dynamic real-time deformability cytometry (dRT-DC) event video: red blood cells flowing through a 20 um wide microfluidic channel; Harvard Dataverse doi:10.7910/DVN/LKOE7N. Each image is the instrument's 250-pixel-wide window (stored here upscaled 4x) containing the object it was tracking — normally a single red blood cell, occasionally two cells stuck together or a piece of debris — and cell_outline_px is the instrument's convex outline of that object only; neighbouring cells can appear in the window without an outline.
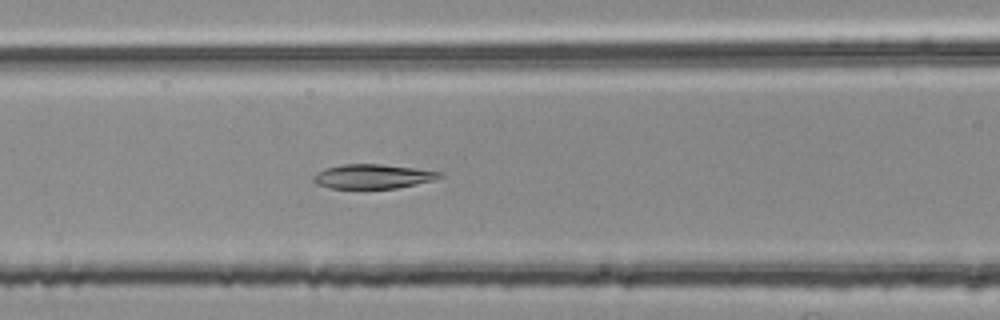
{"species": "common noctule bat (a hibernating species)", "species_latin": "Nyctalus noctula", "temperature_condition": "room temperature", "stored_images_in_passage": 39, "camera_frame_rate_fps": 3000, "um_per_image_px": 0.085, "animal": {"sex": "female", "body_mass_g": 25.1}, "frame": {"image": 1, "passage_image": 8, "time_ms": 2.333, "image_size_px": [1000, 320], "cell_outline_px": [[444, 176], [436, 180], [396, 188], [364, 192], [332, 188], [316, 184], [312, 180], [312, 176], [324, 168], [344, 164], [380, 164], [416, 168], [444, 172]], "centroid_in_image_um": [31.69, 15.04], "position_along_channel_um": 134.9, "area_um2": 18.96}}
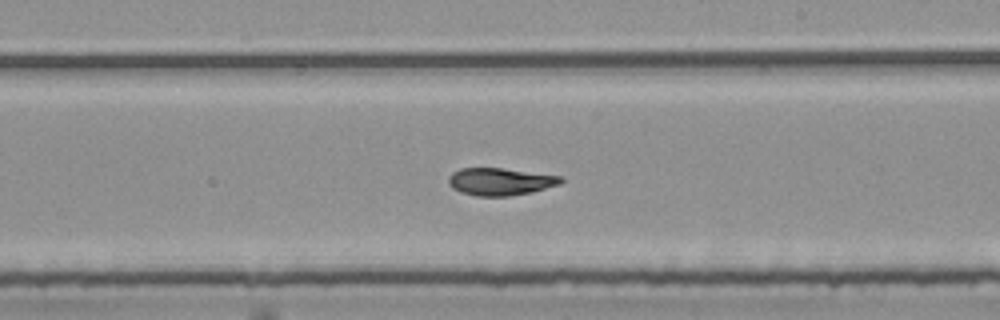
{"frame": {"image": 2, "passage_image": 17, "time_ms": 5.333, "image_size_px": [1000, 320], "cell_outline_px": [[564, 180], [560, 184], [532, 192], [508, 196], [476, 196], [460, 192], [452, 188], [448, 184], [448, 176], [452, 172], [460, 168], [504, 168], [564, 176]], "centroid_in_image_um": [42.52, 15.43], "position_along_channel_um": 246.5, "area_um2": 18.21}}
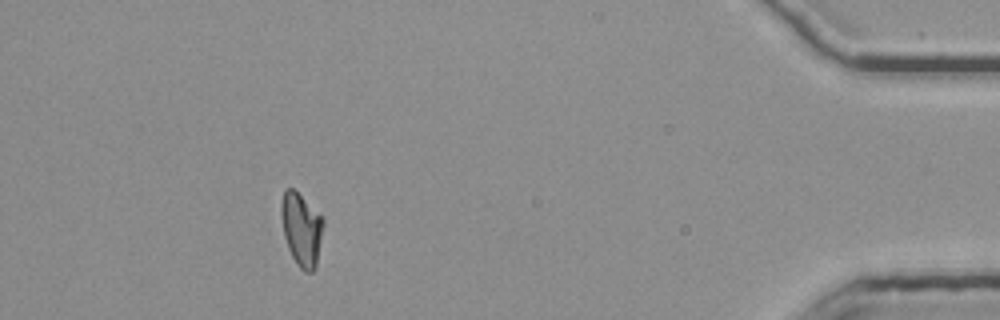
{"frame": {"image": 3, "passage_image": 35, "time_ms": 11.333, "image_size_px": [1000, 320], "cell_outline_px": [[324, 224], [316, 268], [312, 272], [304, 272], [296, 264], [288, 248], [284, 236], [280, 216], [280, 208], [284, 192], [288, 188], [292, 188], [324, 220]], "centroid_in_image_um": [25.61, 19.56], "position_along_channel_um": 409.6, "area_um2": 17.69}, "authors_computed_cell_mechanics": {"area_um2": 18.1492, "velocity_mm_per_s": 3.7357, "shape_relaxation_time_tau1_ms": null, "shape_relaxation_time_tau2_ms": 3.9934, "deformation_change_tau1": null, "deformation_change_tau2": 0.0878}}